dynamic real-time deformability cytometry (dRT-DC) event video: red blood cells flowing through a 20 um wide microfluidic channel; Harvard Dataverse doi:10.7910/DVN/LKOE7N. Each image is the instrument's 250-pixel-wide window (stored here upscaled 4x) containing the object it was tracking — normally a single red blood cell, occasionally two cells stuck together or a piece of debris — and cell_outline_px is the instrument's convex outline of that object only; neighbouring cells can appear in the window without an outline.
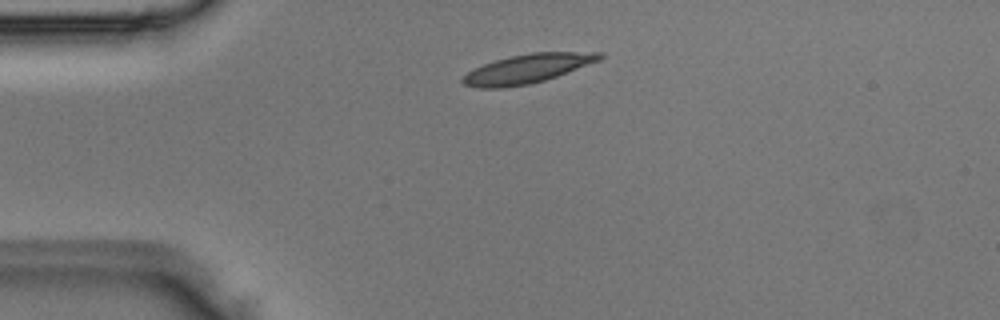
{"species": "Egyptian fruit bat (a non-hibernating species)", "species_latin": "Rousettus aegyptiacus", "temperature_condition": "room temperature", "stored_images_in_passage": 3, "camera_frame_rate_fps": 3000, "um_per_image_px": 0.085, "animal": {"sex": "male"}, "frame": {"image": 1, "passage_image": 2, "time_ms": 0.333, "image_size_px": [1000, 320], "cell_outline_px": [[604, 56], [600, 60], [556, 76], [544, 80], [528, 84], [504, 88], [480, 88], [464, 84], [460, 80], [460, 76], [472, 68], [496, 60], [512, 56], [532, 52], [604, 52]], "centroid_in_image_um": [44.78, 5.84], "position_along_channel_um": 40.2, "area_um2": 23.12}}